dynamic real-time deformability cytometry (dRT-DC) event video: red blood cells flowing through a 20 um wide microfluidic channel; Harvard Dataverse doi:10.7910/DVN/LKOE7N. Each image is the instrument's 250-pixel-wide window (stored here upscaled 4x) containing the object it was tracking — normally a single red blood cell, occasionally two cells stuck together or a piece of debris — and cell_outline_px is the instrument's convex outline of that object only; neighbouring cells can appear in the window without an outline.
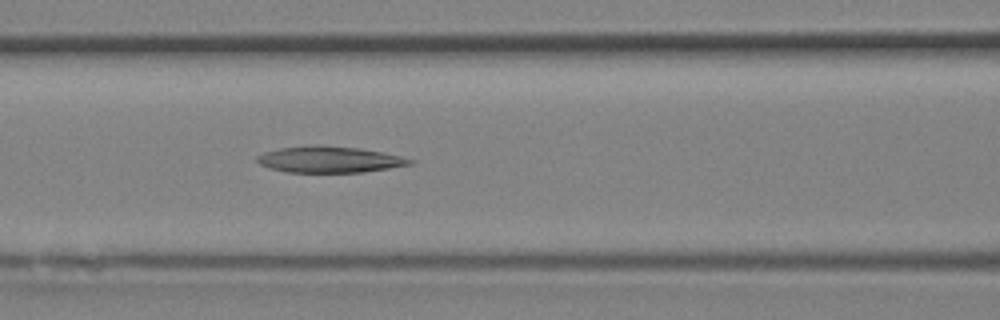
{"species": "Egyptian fruit bat (a non-hibernating species)", "species_latin": "Rousettus aegyptiacus", "temperature_condition": "room temperature", "stored_images_in_passage": 13, "camera_frame_rate_fps": 3000, "um_per_image_px": 0.085, "animal": {"sex": "female"}, "frame": {"image": 1, "passage_image": 13, "time_ms": 4.0, "image_size_px": [1000, 320], "cell_outline_px": [[416, 160], [412, 164], [388, 168], [360, 172], [284, 172], [260, 164], [256, 160], [256, 156], [264, 152], [280, 148], [308, 144], [316, 144], [360, 148], [384, 152]], "centroid_in_image_um": [27.99, 13.54], "position_along_channel_um": 138.6, "area_um2": 23.52}}